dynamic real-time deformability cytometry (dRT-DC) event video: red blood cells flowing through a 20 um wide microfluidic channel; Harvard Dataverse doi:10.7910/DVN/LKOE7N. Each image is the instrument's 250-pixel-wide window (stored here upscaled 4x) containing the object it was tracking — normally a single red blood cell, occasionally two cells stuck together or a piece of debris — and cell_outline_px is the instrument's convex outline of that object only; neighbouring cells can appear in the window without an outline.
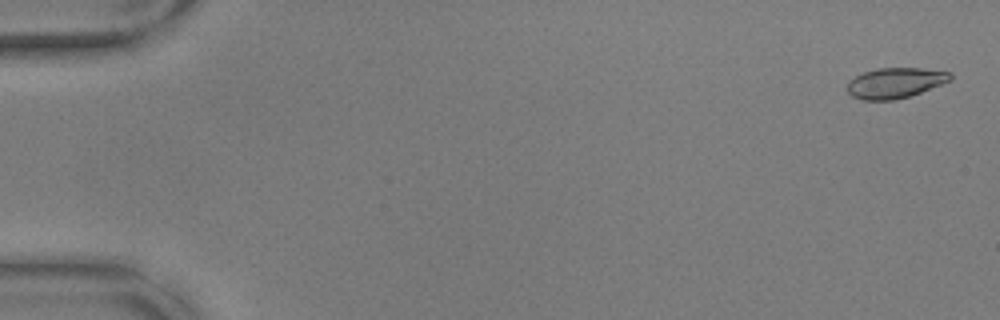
{"species": "common noctule bat (a hibernating species)", "species_latin": "Nyctalus noctula", "temperature_condition": "warm", "stored_images_in_passage": 56, "camera_frame_rate_fps": 3000, "um_per_image_px": 0.085, "animal": {"sex": "male", "body_mass_g": 17.9, "forearm_length_mm": 54.2}, "frame": {"image": 1, "passage_image": 2, "time_ms": 0.333, "image_size_px": [1000, 320], "cell_outline_px": [[952, 80], [920, 92], [896, 100], [864, 100], [852, 96], [848, 92], [848, 80], [864, 72], [876, 68], [920, 68], [952, 72]], "centroid_in_image_um": [76.09, 7.04], "position_along_channel_um": 8.9, "area_um2": 18.21}}
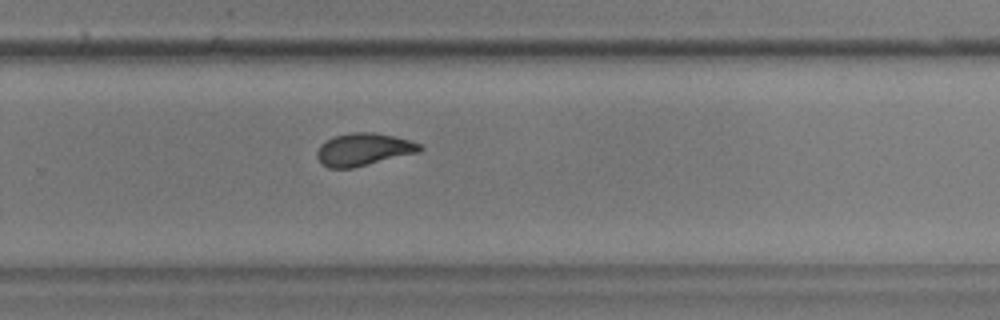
{"frame": {"image": 2, "passage_image": 38, "time_ms": 12.333, "image_size_px": [1000, 320], "cell_outline_px": [[424, 148], [420, 152], [352, 168], [328, 168], [320, 164], [316, 156], [316, 152], [320, 144], [336, 136], [352, 132], [376, 132], [408, 140], [420, 144]], "centroid_in_image_um": [30.88, 12.71], "position_along_channel_um": 298.9, "area_um2": 19.48}}
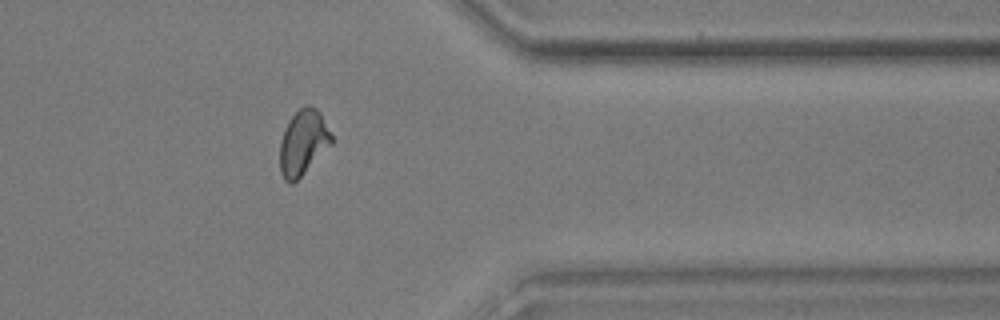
{"frame": {"image": 3, "passage_image": 46, "time_ms": 15.0, "image_size_px": [1000, 320], "cell_outline_px": [[332, 144], [292, 184], [288, 184], [284, 180], [280, 172], [280, 140], [284, 128], [288, 120], [300, 108], [308, 104], [316, 108], [320, 112], [332, 136]], "centroid_in_image_um": [25.74, 12.11], "position_along_channel_um": 385.7, "area_um2": 19.54}, "authors_computed_cell_mechanics": {"area_um2": 19.4208, "velocity_mm_per_s": 3.6596, "shape_relaxation_time_tau1_ms": 5.5407, "shape_relaxation_time_tau2_ms": 1.2566, "deformation_change_tau1": 0.1855, "deformation_change_tau2": 0.0785}}